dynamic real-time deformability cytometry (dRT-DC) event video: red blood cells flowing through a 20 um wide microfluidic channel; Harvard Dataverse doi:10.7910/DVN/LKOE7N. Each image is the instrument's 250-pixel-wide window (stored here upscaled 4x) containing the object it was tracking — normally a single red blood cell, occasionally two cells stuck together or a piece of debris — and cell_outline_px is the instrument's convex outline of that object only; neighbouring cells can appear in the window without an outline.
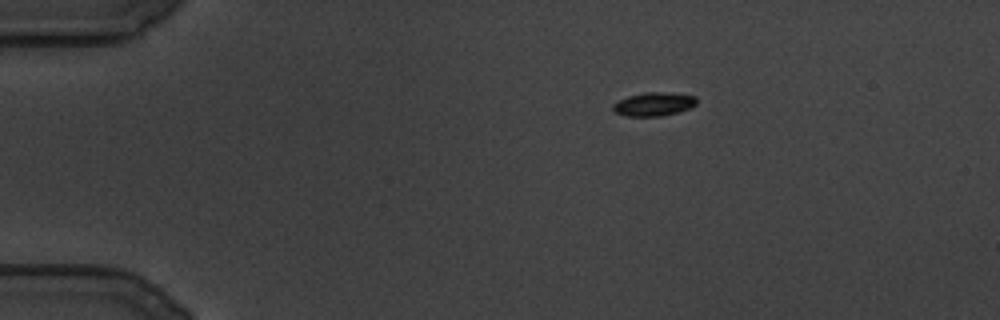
{"species": "common noctule bat (a hibernating species)", "species_latin": "Nyctalus noctula", "temperature_condition": "cold", "stored_images_in_passage": 15, "camera_frame_rate_fps": 3000, "um_per_image_px": 0.085, "animal": {"sex": "male", "body_mass_g": 19.5, "forearm_length_mm": 54.6}, "frame": {"image": 1, "passage_image": 1, "time_ms": 0.0, "image_size_px": [1000, 320], "cell_outline_px": [[696, 104], [680, 112], [660, 116], [628, 116], [612, 112], [612, 104], [628, 96], [644, 92], [664, 92], [696, 96]], "centroid_in_image_um": [55.54, 8.85], "position_along_channel_um": 29.5, "area_um2": 11.5}}